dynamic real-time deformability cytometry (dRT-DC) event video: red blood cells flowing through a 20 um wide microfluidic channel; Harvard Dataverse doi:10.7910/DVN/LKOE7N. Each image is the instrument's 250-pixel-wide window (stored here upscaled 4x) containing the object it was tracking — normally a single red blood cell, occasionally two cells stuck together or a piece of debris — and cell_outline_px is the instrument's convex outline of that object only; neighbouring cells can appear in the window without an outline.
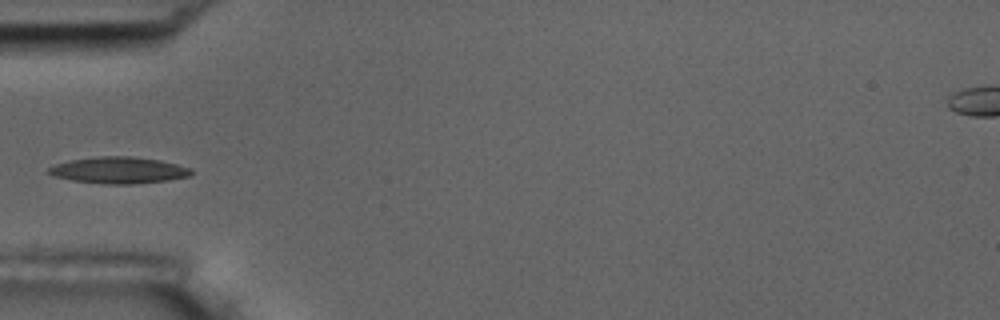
{"species": "common noctule bat (a hibernating species)", "species_latin": "Nyctalus noctula", "temperature_condition": "room temperature", "stored_images_in_passage": 6, "camera_frame_rate_fps": 3000, "um_per_image_px": 0.085, "animal": {"sex": "male", "body_mass_g": 17.5, "forearm_length_mm": 52.3}, "frame": {"image": 1, "passage_image": 6, "time_ms": 6.0, "image_size_px": [1000, 320], "cell_outline_px": [[192, 176], [168, 180], [132, 184], [108, 184], [72, 180], [56, 176], [44, 172], [48, 168], [56, 164], [72, 160], [96, 156], [132, 156], [160, 160], [192, 168]], "centroid_in_image_um": [10.12, 14.46], "position_along_channel_um": 74.9, "area_um2": 22.02}}